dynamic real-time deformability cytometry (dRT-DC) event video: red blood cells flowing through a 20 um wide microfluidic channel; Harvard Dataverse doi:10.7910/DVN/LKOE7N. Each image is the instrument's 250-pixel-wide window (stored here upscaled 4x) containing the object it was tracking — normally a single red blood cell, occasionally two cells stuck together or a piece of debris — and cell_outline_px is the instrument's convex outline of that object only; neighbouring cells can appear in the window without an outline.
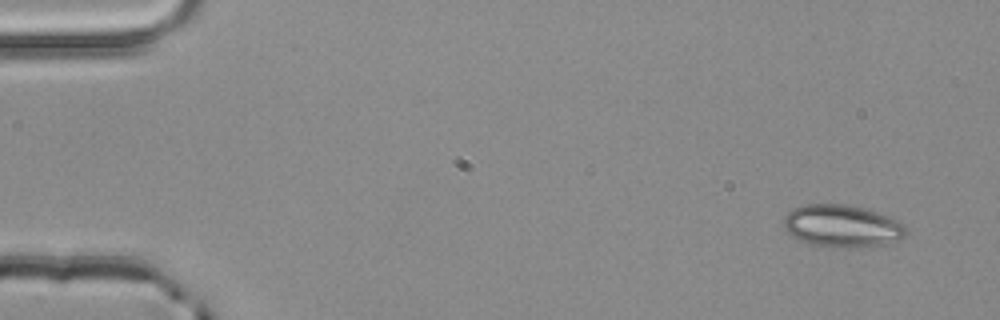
{"species": "common noctule bat (a hibernating species)", "species_latin": "Nyctalus noctula", "temperature_condition": "room temperature", "stored_images_in_passage": 4, "camera_frame_rate_fps": 3000, "um_per_image_px": 0.085, "animal": {"sex": "male", "body_mass_g": 20.4}, "frame": {"image": 1, "passage_image": 1, "time_ms": 0.0, "image_size_px": [1000, 320], "cell_outline_px": [[908, 232], [904, 236], [884, 248], [836, 248], [808, 244], [800, 240], [788, 232], [784, 228], [784, 216], [792, 208], [804, 204], [844, 204], [864, 208], [876, 212], [896, 220], [904, 224]], "centroid_in_image_um": [71.62, 19.25], "position_along_channel_um": 13.4, "area_um2": 30.92}}
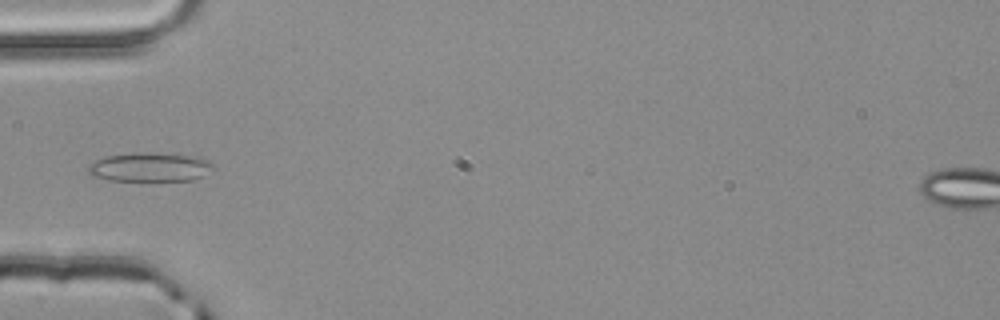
{"frame": {"image": 2, "passage_image": 4, "time_ms": 1.0, "image_size_px": [1000, 320], "cell_outline_px": [[216, 168], [204, 176], [192, 180], [108, 180], [92, 176], [88, 172], [88, 164], [104, 156], [140, 152], [148, 152], [192, 156], [208, 160]], "centroid_in_image_um": [12.74, 14.2], "position_along_channel_um": 72.3, "area_um2": 21.15}}